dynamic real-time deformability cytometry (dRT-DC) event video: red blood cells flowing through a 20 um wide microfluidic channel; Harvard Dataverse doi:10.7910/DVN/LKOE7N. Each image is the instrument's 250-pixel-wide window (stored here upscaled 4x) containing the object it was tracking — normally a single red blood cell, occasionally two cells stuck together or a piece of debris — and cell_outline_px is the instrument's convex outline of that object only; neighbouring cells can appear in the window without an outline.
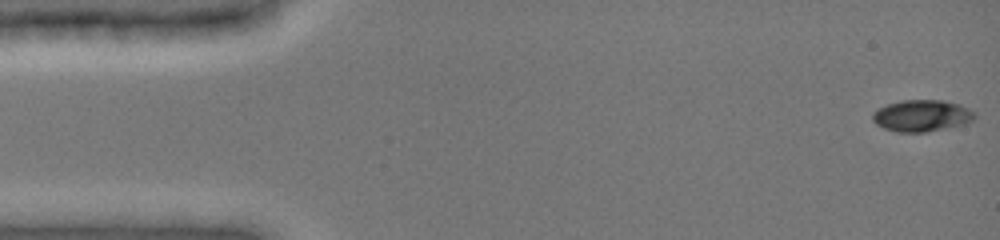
{"species": "common noctule bat (a hibernating species)", "species_latin": "Nyctalus noctula", "temperature_condition": "cold", "stored_images_in_passage": 6, "camera_frame_rate_fps": 3000, "um_per_image_px": 0.085, "animal": {"sex": "female", "body_mass_g": 19.0, "forearm_length_mm": 51.5}, "frame": {"image": 1, "passage_image": 1, "time_ms": 0.0, "image_size_px": [1000, 240], "cell_outline_px": [[976, 116], [968, 124], [924, 132], [896, 132], [884, 128], [876, 124], [872, 120], [872, 112], [888, 104], [900, 100], [940, 100], [960, 104], [976, 112]], "centroid_in_image_um": [78.37, 9.84], "position_along_channel_um": 6.6, "area_um2": 18.96}}
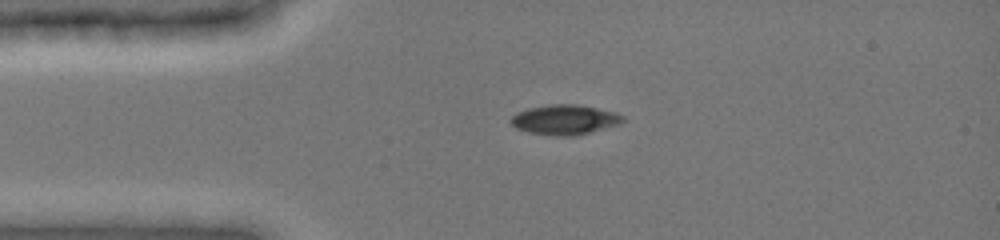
{"frame": {"image": 2, "passage_image": 5, "time_ms": 3.333, "image_size_px": [1000, 240], "cell_outline_px": [[628, 120], [620, 124], [576, 136], [552, 136], [528, 132], [516, 128], [508, 120], [516, 112], [528, 108], [548, 104], [576, 104], [616, 112], [624, 116]], "centroid_in_image_um": [48.01, 10.18], "position_along_channel_um": 37.0, "area_um2": 19.83}}